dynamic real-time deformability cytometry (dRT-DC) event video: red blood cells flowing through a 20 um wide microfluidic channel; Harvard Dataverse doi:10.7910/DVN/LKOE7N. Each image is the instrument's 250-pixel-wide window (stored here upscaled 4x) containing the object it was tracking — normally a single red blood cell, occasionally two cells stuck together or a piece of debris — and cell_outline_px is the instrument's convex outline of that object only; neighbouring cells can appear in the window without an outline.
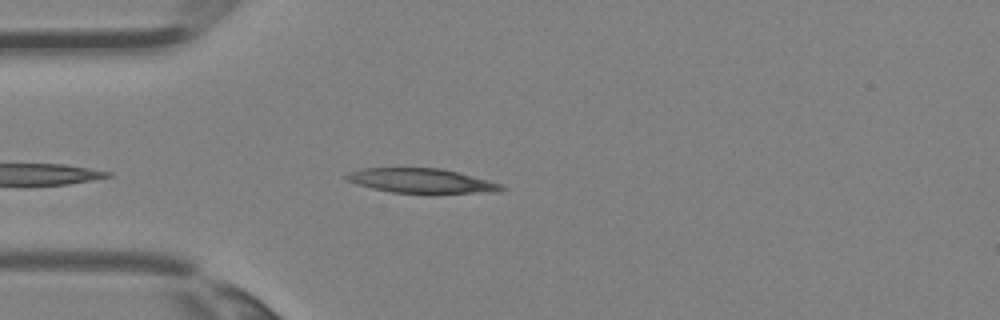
{"species": "Egyptian fruit bat (a non-hibernating species)", "species_latin": "Rousettus aegyptiacus", "temperature_condition": "room temperature", "stored_images_in_passage": 2, "camera_frame_rate_fps": 3000, "um_per_image_px": 0.085, "animal": {"sex": "female"}, "frame": {"image": 1, "passage_image": 2, "time_ms": 0.333, "image_size_px": [1000, 320], "cell_outline_px": [[508, 188], [500, 192], [392, 192], [372, 188], [356, 184], [344, 180], [344, 172], [360, 168], [440, 168], [504, 184]], "centroid_in_image_um": [35.75, 15.35], "position_along_channel_um": 49.3, "area_um2": 22.02}}